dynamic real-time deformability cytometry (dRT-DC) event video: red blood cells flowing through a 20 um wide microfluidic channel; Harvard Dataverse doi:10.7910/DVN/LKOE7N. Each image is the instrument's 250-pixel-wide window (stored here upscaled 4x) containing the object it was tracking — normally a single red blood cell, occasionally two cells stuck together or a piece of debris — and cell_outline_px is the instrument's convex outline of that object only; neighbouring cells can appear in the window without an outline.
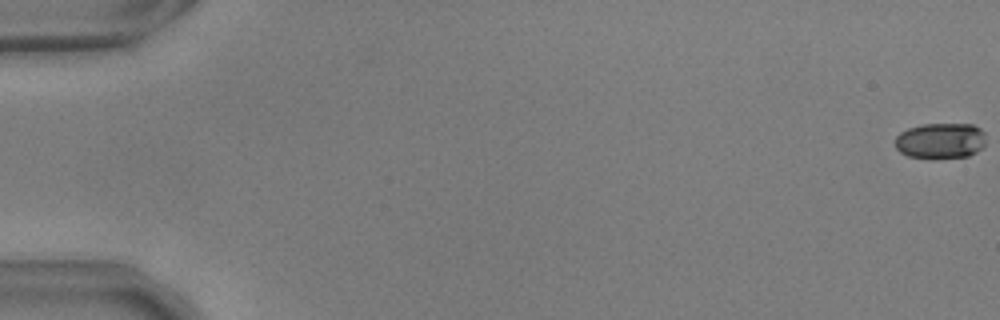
{"species": "common noctule bat (a hibernating species)", "species_latin": "Nyctalus noctula", "temperature_condition": "warm", "stored_images_in_passage": 56, "camera_frame_rate_fps": 3000, "um_per_image_px": 0.085, "animal": {"sex": "male", "body_mass_g": 17.9, "forearm_length_mm": 54.2}, "frame": {"image": 1, "passage_image": 1, "time_ms": 0.0, "image_size_px": [1000, 320], "cell_outline_px": [[984, 148], [968, 156], [908, 156], [900, 152], [896, 148], [896, 136], [900, 132], [908, 128], [920, 124], [972, 124], [980, 128], [984, 132]], "centroid_in_image_um": [79.95, 11.92], "position_along_channel_um": 5.0, "area_um2": 18.5}}
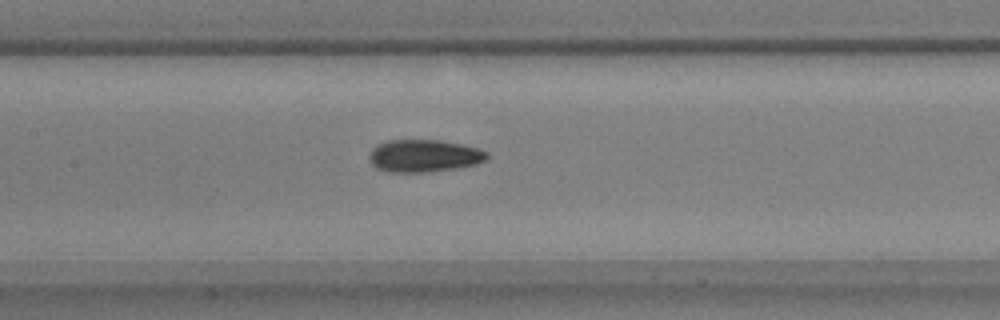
{"frame": {"image": 2, "passage_image": 28, "time_ms": 9.0, "image_size_px": [1000, 320], "cell_outline_px": [[488, 160], [476, 164], [456, 168], [428, 172], [388, 172], [376, 168], [368, 160], [368, 156], [372, 148], [376, 144], [388, 140], [440, 140], [460, 144], [476, 148], [488, 152]], "centroid_in_image_um": [36.0, 13.25], "position_along_channel_um": 171.4, "area_um2": 22.43}}
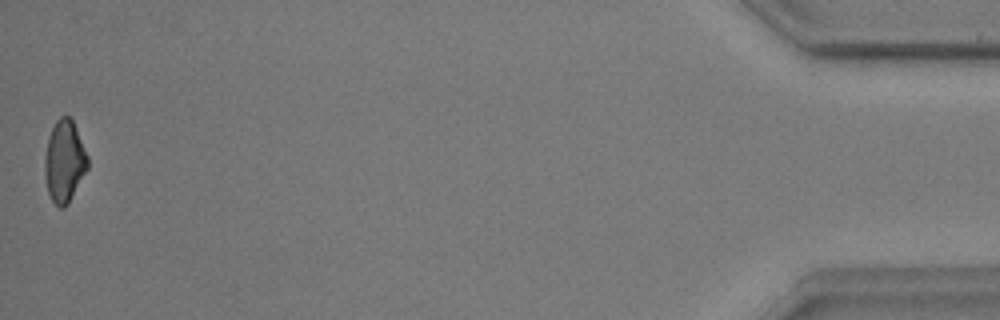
{"frame": {"image": 3, "passage_image": 56, "time_ms": 18.333, "image_size_px": [1000, 320], "cell_outline_px": [[88, 168], [68, 204], [64, 208], [60, 208], [52, 200], [48, 192], [44, 176], [44, 156], [48, 136], [56, 120], [60, 116], [68, 116], [72, 120], [76, 128], [88, 156]], "centroid_in_image_um": [5.46, 13.72], "position_along_channel_um": 429.7, "area_um2": 20.58}, "authors_computed_cell_mechanics": {"area_um2": 21.0681, "velocity_mm_per_s": 3.7192, "shape_relaxation_time_tau1_ms": 4.7017, "shape_relaxation_time_tau2_ms": 1.8741, "deformation_change_tau1": 0.1464, "deformation_change_tau2": 0.0739}}